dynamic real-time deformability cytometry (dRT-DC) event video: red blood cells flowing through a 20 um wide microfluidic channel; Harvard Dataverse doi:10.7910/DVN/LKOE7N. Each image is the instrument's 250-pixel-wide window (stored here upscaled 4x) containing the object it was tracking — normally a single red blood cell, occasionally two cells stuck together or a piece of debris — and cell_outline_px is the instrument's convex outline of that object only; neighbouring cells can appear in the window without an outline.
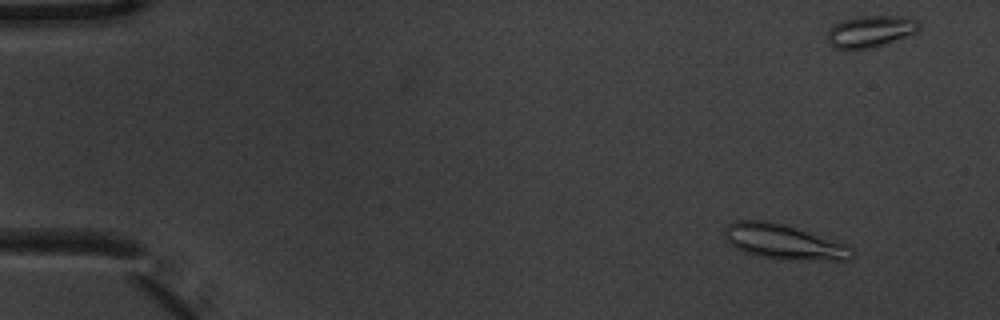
{"species": "common noctule bat (a hibernating species)", "species_latin": "Nyctalus noctula", "temperature_condition": "warm", "stored_images_in_passage": 6, "camera_frame_rate_fps": 3000, "um_per_image_px": 0.085, "animal": {"sex": "male", "body_mass_g": 20.1, "forearm_length_mm": 53.5}, "frame": {"image": 1, "passage_image": 2, "time_ms": 0.333, "image_size_px": [1000, 320], "cell_outline_px": [[856, 256], [848, 260], [780, 260], [756, 256], [744, 252], [728, 244], [724, 240], [724, 228], [728, 224], [736, 220], [764, 220], [784, 224], [844, 244], [852, 248]], "centroid_in_image_um": [66.56, 20.58], "position_along_channel_um": 18.4, "area_um2": 26.18}}
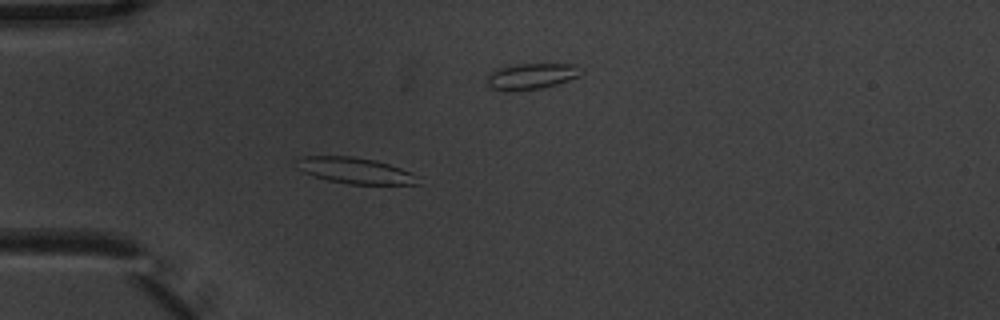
{"frame": {"image": 2, "passage_image": 5, "time_ms": 1.333, "image_size_px": [1000, 320], "cell_outline_px": [[420, 184], [348, 184], [328, 180], [304, 172], [296, 168], [292, 160], [300, 156], [352, 156], [376, 160], [412, 172], [420, 176]], "centroid_in_image_um": [30.16, 14.49], "position_along_channel_um": 54.8, "area_um2": 18.73}}